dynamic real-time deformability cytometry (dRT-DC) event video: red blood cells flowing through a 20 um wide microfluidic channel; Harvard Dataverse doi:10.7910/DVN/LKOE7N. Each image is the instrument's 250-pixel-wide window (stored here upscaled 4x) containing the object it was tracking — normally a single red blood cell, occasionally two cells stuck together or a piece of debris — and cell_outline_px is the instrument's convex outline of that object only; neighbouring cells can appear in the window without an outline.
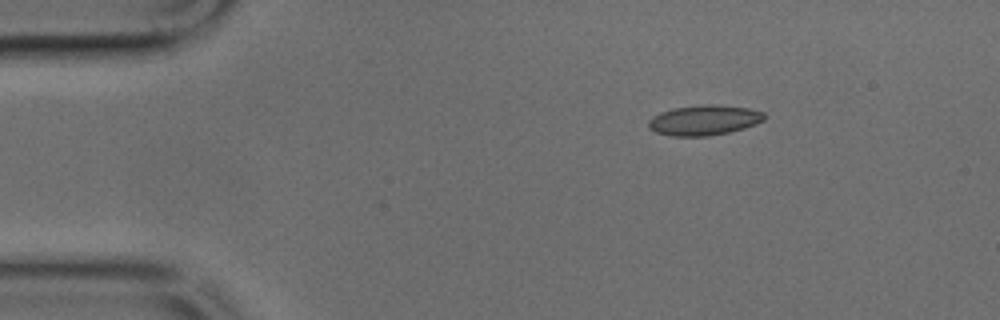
{"species": "common noctule bat (a hibernating species)", "species_latin": "Nyctalus noctula", "temperature_condition": "cold", "stored_images_in_passage": 42, "camera_frame_rate_fps": 3000, "um_per_image_px": 0.085, "animal": {"sex": "male", "body_mass_g": 17.9, "forearm_length_mm": 54.2}, "frame": {"image": 1, "passage_image": 1, "time_ms": 0.0, "image_size_px": [1000, 320], "cell_outline_px": [[764, 120], [756, 124], [744, 128], [728, 132], [708, 136], [672, 136], [656, 132], [648, 128], [648, 120], [652, 116], [660, 112], [672, 108], [704, 104], [716, 104], [748, 108], [764, 112]], "centroid_in_image_um": [59.82, 10.21], "position_along_channel_um": 25.2, "area_um2": 20.46}}
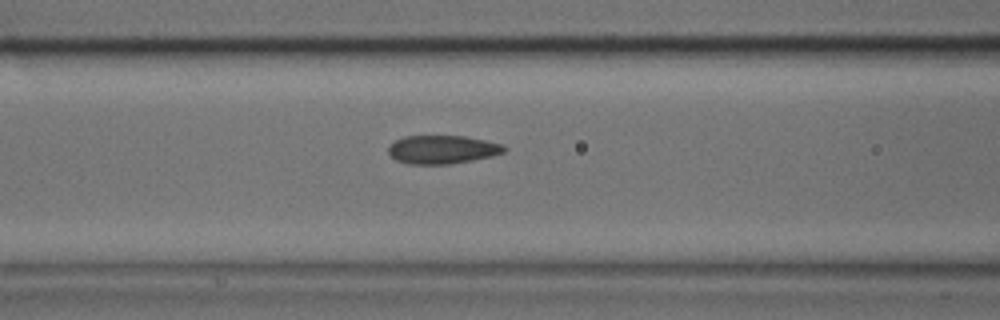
{"frame": {"image": 2, "passage_image": 13, "time_ms": 4.0, "image_size_px": [1000, 320], "cell_outline_px": [[508, 148], [504, 152], [492, 156], [452, 164], [408, 164], [396, 160], [388, 152], [388, 148], [396, 140], [404, 136], [464, 136], [504, 144]], "centroid_in_image_um": [37.63, 12.71], "position_along_channel_um": 129.0, "area_um2": 19.19}}
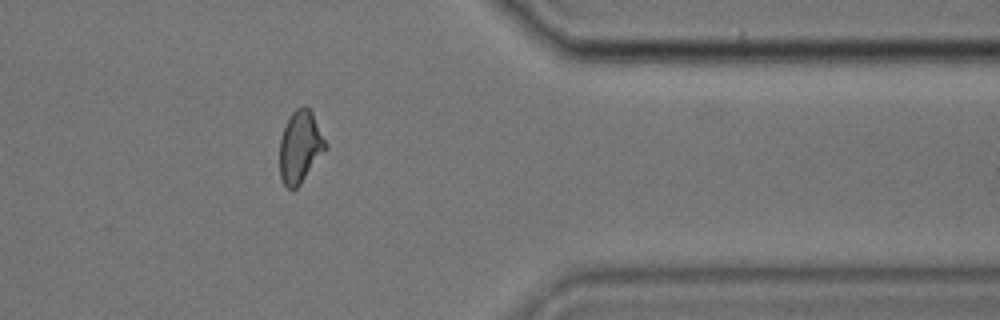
{"frame": {"image": 3, "passage_image": 33, "time_ms": 10.667, "image_size_px": [1000, 320], "cell_outline_px": [[328, 148], [300, 184], [296, 188], [288, 188], [284, 184], [280, 176], [280, 136], [288, 116], [296, 108], [304, 104], [312, 112], [328, 144]], "centroid_in_image_um": [25.52, 12.44], "position_along_channel_um": 385.9, "area_um2": 19.48}}